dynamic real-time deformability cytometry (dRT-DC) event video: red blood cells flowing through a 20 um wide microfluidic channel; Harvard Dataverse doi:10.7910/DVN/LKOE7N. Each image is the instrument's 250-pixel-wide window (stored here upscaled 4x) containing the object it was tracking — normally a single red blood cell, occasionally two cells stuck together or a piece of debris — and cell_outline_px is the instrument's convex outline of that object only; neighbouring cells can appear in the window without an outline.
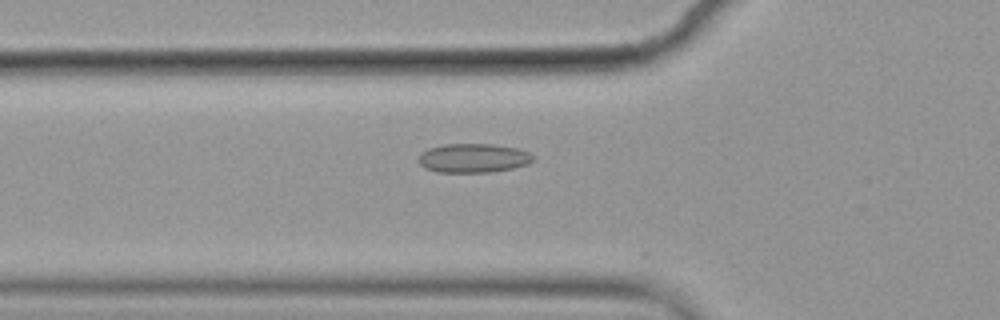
{"species": "common noctule bat (a hibernating species)", "species_latin": "Nyctalus noctula", "temperature_condition": "cold", "stored_images_in_passage": 41, "camera_frame_rate_fps": 3000, "um_per_image_px": 0.085, "animal": {"sex": "female", "body_mass_g": 19.9}, "frame": {"image": 1, "passage_image": 9, "time_ms": 2.667, "image_size_px": [1000, 320], "cell_outline_px": [[536, 156], [528, 164], [512, 168], [492, 172], [436, 172], [424, 168], [416, 160], [416, 156], [428, 148], [444, 144], [492, 144], [516, 148], [528, 152]], "centroid_in_image_um": [40.18, 13.44], "position_along_channel_um": 85.6, "area_um2": 19.59}}
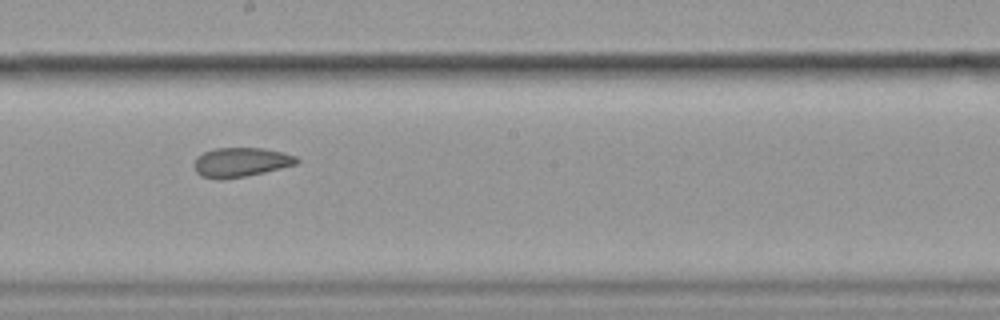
{"frame": {"image": 2, "passage_image": 21, "time_ms": 6.667, "image_size_px": [1000, 320], "cell_outline_px": [[300, 160], [296, 164], [264, 172], [244, 176], [220, 180], [200, 176], [196, 172], [192, 164], [196, 156], [204, 152], [216, 148], [264, 148], [296, 156]], "centroid_in_image_um": [20.41, 13.79], "position_along_channel_um": 227.8, "area_um2": 17.57}}
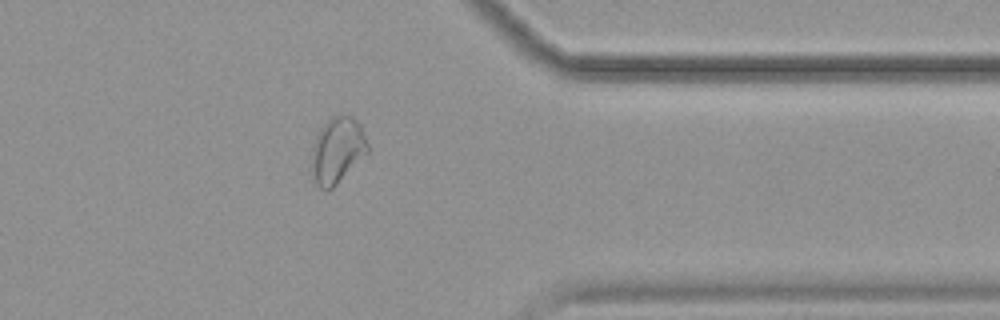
{"frame": {"image": 3, "passage_image": 35, "time_ms": 11.333, "image_size_px": [1000, 320], "cell_outline_px": [[368, 152], [332, 188], [320, 188], [316, 184], [312, 160], [312, 144], [320, 128], [332, 116], [352, 116], [360, 124], [368, 144]], "centroid_in_image_um": [28.68, 12.73], "position_along_channel_um": 382.7, "area_um2": 20.98}}